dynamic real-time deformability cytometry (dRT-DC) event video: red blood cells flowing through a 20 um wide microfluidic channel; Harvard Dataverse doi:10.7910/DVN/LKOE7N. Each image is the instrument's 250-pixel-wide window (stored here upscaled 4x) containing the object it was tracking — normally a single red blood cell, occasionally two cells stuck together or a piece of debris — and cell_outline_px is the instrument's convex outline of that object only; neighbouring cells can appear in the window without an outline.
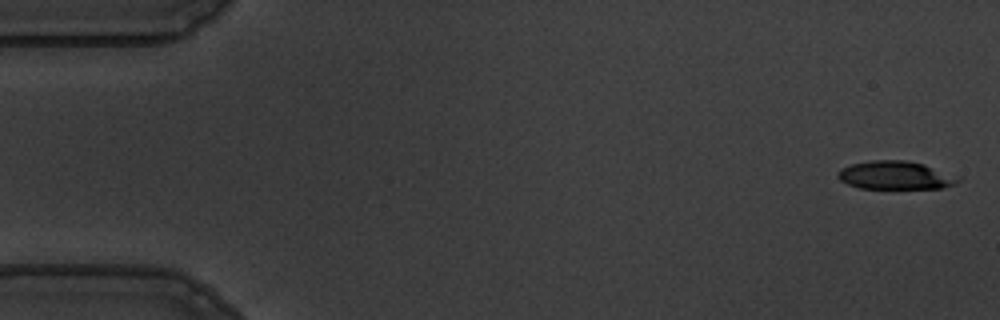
{"species": "common noctule bat (a hibernating species)", "species_latin": "Nyctalus noctula", "temperature_condition": "warm", "stored_images_in_passage": 55, "camera_frame_rate_fps": 3000, "um_per_image_px": 0.085, "animal": {"sex": "male", "body_mass_g": 19.5, "forearm_length_mm": 54.6}, "frame": {"image": 1, "passage_image": 1, "time_ms": 0.0, "image_size_px": [1000, 320], "cell_outline_px": [[960, 180], [956, 184], [944, 188], [860, 188], [848, 184], [840, 180], [836, 176], [840, 168], [852, 164], [872, 160], [904, 160], [924, 164], [960, 176]], "centroid_in_image_um": [76.14, 14.9], "position_along_channel_um": 8.9, "area_um2": 19.88}}
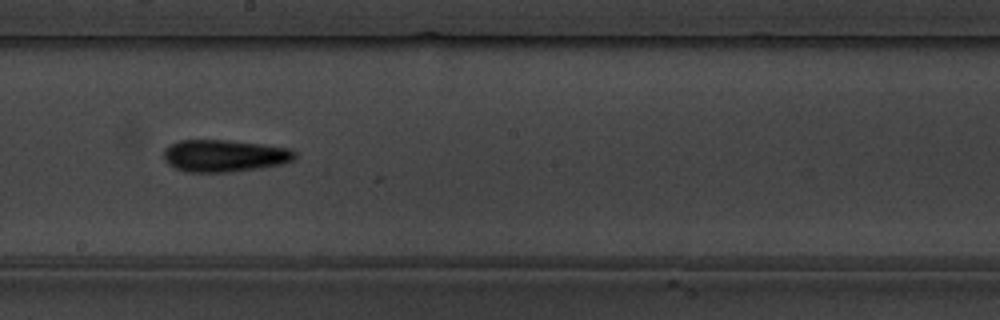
{"frame": {"image": 2, "passage_image": 30, "time_ms": 9.667, "image_size_px": [1000, 320], "cell_outline_px": [[296, 156], [292, 160], [284, 164], [260, 168], [228, 172], [188, 172], [176, 168], [168, 164], [164, 160], [164, 148], [180, 140], [228, 140], [264, 144], [288, 148], [296, 152]], "centroid_in_image_um": [19.08, 13.24], "position_along_channel_um": 229.1, "area_um2": 24.62}}
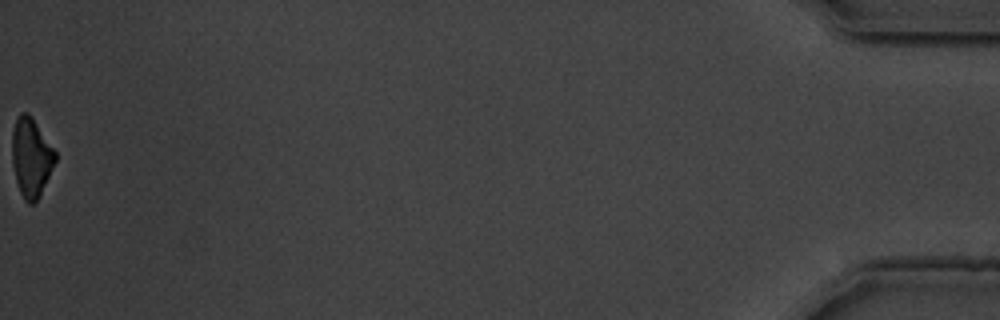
{"frame": {"image": 3, "passage_image": 55, "time_ms": 18.0, "image_size_px": [1000, 320], "cell_outline_px": [[56, 160], [40, 196], [36, 204], [28, 204], [24, 200], [20, 192], [16, 180], [12, 164], [12, 128], [16, 116], [20, 112], [28, 112], [32, 116], [56, 152]], "centroid_in_image_um": [2.63, 13.36], "position_along_channel_um": 432.6, "area_um2": 20.17}, "authors_computed_cell_mechanics": {"area_um2": 22.253, "velocity_mm_per_s": 3.6491, "shape_relaxation_time_tau1_ms": null, "shape_relaxation_time_tau2_ms": 11.0627, "deformation_change_tau1": null, "deformation_change_tau2": 0.2573}}